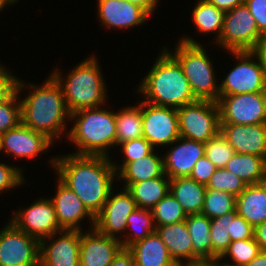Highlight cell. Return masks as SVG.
Listing matches in <instances>:
<instances>
[{
  "instance_id": "83f0119b",
  "label": "cell",
  "mask_w": 266,
  "mask_h": 266,
  "mask_svg": "<svg viewBox=\"0 0 266 266\" xmlns=\"http://www.w3.org/2000/svg\"><path fill=\"white\" fill-rule=\"evenodd\" d=\"M126 189L135 200L137 208L151 210L170 192V178L157 177L148 179L130 184Z\"/></svg>"
},
{
  "instance_id": "4fadbf2b",
  "label": "cell",
  "mask_w": 266,
  "mask_h": 266,
  "mask_svg": "<svg viewBox=\"0 0 266 266\" xmlns=\"http://www.w3.org/2000/svg\"><path fill=\"white\" fill-rule=\"evenodd\" d=\"M9 221L39 241L62 231L50 198L36 199L28 208L18 209Z\"/></svg>"
},
{
  "instance_id": "d6a6232c",
  "label": "cell",
  "mask_w": 266,
  "mask_h": 266,
  "mask_svg": "<svg viewBox=\"0 0 266 266\" xmlns=\"http://www.w3.org/2000/svg\"><path fill=\"white\" fill-rule=\"evenodd\" d=\"M236 215L237 210L235 209L223 216L211 219L212 260L221 257L232 242L229 234H231V222Z\"/></svg>"
},
{
  "instance_id": "2e32d148",
  "label": "cell",
  "mask_w": 266,
  "mask_h": 266,
  "mask_svg": "<svg viewBox=\"0 0 266 266\" xmlns=\"http://www.w3.org/2000/svg\"><path fill=\"white\" fill-rule=\"evenodd\" d=\"M52 143L44 133L34 131L22 122L1 135L2 151L17 159H34L41 152L49 150Z\"/></svg>"
},
{
  "instance_id": "30bf717a",
  "label": "cell",
  "mask_w": 266,
  "mask_h": 266,
  "mask_svg": "<svg viewBox=\"0 0 266 266\" xmlns=\"http://www.w3.org/2000/svg\"><path fill=\"white\" fill-rule=\"evenodd\" d=\"M0 266H40V241L9 221L0 230Z\"/></svg>"
},
{
  "instance_id": "f6af8a7d",
  "label": "cell",
  "mask_w": 266,
  "mask_h": 266,
  "mask_svg": "<svg viewBox=\"0 0 266 266\" xmlns=\"http://www.w3.org/2000/svg\"><path fill=\"white\" fill-rule=\"evenodd\" d=\"M16 76L0 63V99L5 97L13 88Z\"/></svg>"
},
{
  "instance_id": "d6986e66",
  "label": "cell",
  "mask_w": 266,
  "mask_h": 266,
  "mask_svg": "<svg viewBox=\"0 0 266 266\" xmlns=\"http://www.w3.org/2000/svg\"><path fill=\"white\" fill-rule=\"evenodd\" d=\"M57 191L50 198L54 205L58 224L62 230H83L80 223L84 219H90V225L95 228V217L84 206L81 199L59 179H57ZM83 219V220H82Z\"/></svg>"
},
{
  "instance_id": "f907efd6",
  "label": "cell",
  "mask_w": 266,
  "mask_h": 266,
  "mask_svg": "<svg viewBox=\"0 0 266 266\" xmlns=\"http://www.w3.org/2000/svg\"><path fill=\"white\" fill-rule=\"evenodd\" d=\"M254 52L259 56L262 62V66L265 68L266 71V35L261 38Z\"/></svg>"
},
{
  "instance_id": "8d00e7d4",
  "label": "cell",
  "mask_w": 266,
  "mask_h": 266,
  "mask_svg": "<svg viewBox=\"0 0 266 266\" xmlns=\"http://www.w3.org/2000/svg\"><path fill=\"white\" fill-rule=\"evenodd\" d=\"M260 251L259 244L253 237L251 239L232 241L221 258L225 259L230 256L233 264L244 266L250 263Z\"/></svg>"
},
{
  "instance_id": "60d3db41",
  "label": "cell",
  "mask_w": 266,
  "mask_h": 266,
  "mask_svg": "<svg viewBox=\"0 0 266 266\" xmlns=\"http://www.w3.org/2000/svg\"><path fill=\"white\" fill-rule=\"evenodd\" d=\"M22 168L0 163V193L15 189L25 182Z\"/></svg>"
},
{
  "instance_id": "52a82bcc",
  "label": "cell",
  "mask_w": 266,
  "mask_h": 266,
  "mask_svg": "<svg viewBox=\"0 0 266 266\" xmlns=\"http://www.w3.org/2000/svg\"><path fill=\"white\" fill-rule=\"evenodd\" d=\"M180 137L206 143L220 132L217 102L196 100L177 109Z\"/></svg>"
},
{
  "instance_id": "c3c4849f",
  "label": "cell",
  "mask_w": 266,
  "mask_h": 266,
  "mask_svg": "<svg viewBox=\"0 0 266 266\" xmlns=\"http://www.w3.org/2000/svg\"><path fill=\"white\" fill-rule=\"evenodd\" d=\"M207 1L215 5L218 9L227 12L237 6H240L244 0H207Z\"/></svg>"
},
{
  "instance_id": "f5cc1de1",
  "label": "cell",
  "mask_w": 266,
  "mask_h": 266,
  "mask_svg": "<svg viewBox=\"0 0 266 266\" xmlns=\"http://www.w3.org/2000/svg\"><path fill=\"white\" fill-rule=\"evenodd\" d=\"M222 258L221 257H216L214 258L213 260H211L210 262L214 265V266H239V265H236V264H229V263H222L221 262ZM221 263V264H220Z\"/></svg>"
},
{
  "instance_id": "74e56055",
  "label": "cell",
  "mask_w": 266,
  "mask_h": 266,
  "mask_svg": "<svg viewBox=\"0 0 266 266\" xmlns=\"http://www.w3.org/2000/svg\"><path fill=\"white\" fill-rule=\"evenodd\" d=\"M204 146L206 157L217 168H225L227 162L235 154L233 147L229 144L221 132L204 143Z\"/></svg>"
},
{
  "instance_id": "4316f807",
  "label": "cell",
  "mask_w": 266,
  "mask_h": 266,
  "mask_svg": "<svg viewBox=\"0 0 266 266\" xmlns=\"http://www.w3.org/2000/svg\"><path fill=\"white\" fill-rule=\"evenodd\" d=\"M170 193L181 204L187 215L201 214L206 194L205 185L189 176L170 179Z\"/></svg>"
},
{
  "instance_id": "7dc6e473",
  "label": "cell",
  "mask_w": 266,
  "mask_h": 266,
  "mask_svg": "<svg viewBox=\"0 0 266 266\" xmlns=\"http://www.w3.org/2000/svg\"><path fill=\"white\" fill-rule=\"evenodd\" d=\"M254 238L259 244L260 250L266 251V222L254 228Z\"/></svg>"
},
{
  "instance_id": "816d5d0a",
  "label": "cell",
  "mask_w": 266,
  "mask_h": 266,
  "mask_svg": "<svg viewBox=\"0 0 266 266\" xmlns=\"http://www.w3.org/2000/svg\"><path fill=\"white\" fill-rule=\"evenodd\" d=\"M244 266H266V251H260L258 255Z\"/></svg>"
},
{
  "instance_id": "f1b7e54d",
  "label": "cell",
  "mask_w": 266,
  "mask_h": 266,
  "mask_svg": "<svg viewBox=\"0 0 266 266\" xmlns=\"http://www.w3.org/2000/svg\"><path fill=\"white\" fill-rule=\"evenodd\" d=\"M225 168L246 185L259 184L266 179V160L258 155L235 153Z\"/></svg>"
},
{
  "instance_id": "603a6c76",
  "label": "cell",
  "mask_w": 266,
  "mask_h": 266,
  "mask_svg": "<svg viewBox=\"0 0 266 266\" xmlns=\"http://www.w3.org/2000/svg\"><path fill=\"white\" fill-rule=\"evenodd\" d=\"M235 209L254 228L266 222V183L246 185L236 197Z\"/></svg>"
},
{
  "instance_id": "484cf974",
  "label": "cell",
  "mask_w": 266,
  "mask_h": 266,
  "mask_svg": "<svg viewBox=\"0 0 266 266\" xmlns=\"http://www.w3.org/2000/svg\"><path fill=\"white\" fill-rule=\"evenodd\" d=\"M185 223L192 240V264L199 261H211V219L203 214H190Z\"/></svg>"
},
{
  "instance_id": "9f6ffc18",
  "label": "cell",
  "mask_w": 266,
  "mask_h": 266,
  "mask_svg": "<svg viewBox=\"0 0 266 266\" xmlns=\"http://www.w3.org/2000/svg\"><path fill=\"white\" fill-rule=\"evenodd\" d=\"M2 151V145H1V135H0V152Z\"/></svg>"
},
{
  "instance_id": "7402d4cb",
  "label": "cell",
  "mask_w": 266,
  "mask_h": 266,
  "mask_svg": "<svg viewBox=\"0 0 266 266\" xmlns=\"http://www.w3.org/2000/svg\"><path fill=\"white\" fill-rule=\"evenodd\" d=\"M155 232L166 245L170 256L178 266L192 264V240L185 220L175 224L156 226Z\"/></svg>"
},
{
  "instance_id": "3957f363",
  "label": "cell",
  "mask_w": 266,
  "mask_h": 266,
  "mask_svg": "<svg viewBox=\"0 0 266 266\" xmlns=\"http://www.w3.org/2000/svg\"><path fill=\"white\" fill-rule=\"evenodd\" d=\"M163 48L137 91L147 99L145 102L178 109L197 99L179 62L167 51L168 48Z\"/></svg>"
},
{
  "instance_id": "ac0fdd59",
  "label": "cell",
  "mask_w": 266,
  "mask_h": 266,
  "mask_svg": "<svg viewBox=\"0 0 266 266\" xmlns=\"http://www.w3.org/2000/svg\"><path fill=\"white\" fill-rule=\"evenodd\" d=\"M84 233L81 231L80 266H110L123 248L120 239L103 235L96 228Z\"/></svg>"
},
{
  "instance_id": "836d02e7",
  "label": "cell",
  "mask_w": 266,
  "mask_h": 266,
  "mask_svg": "<svg viewBox=\"0 0 266 266\" xmlns=\"http://www.w3.org/2000/svg\"><path fill=\"white\" fill-rule=\"evenodd\" d=\"M151 212L155 227L179 223L188 216L170 192L151 209Z\"/></svg>"
},
{
  "instance_id": "4dcf8cb0",
  "label": "cell",
  "mask_w": 266,
  "mask_h": 266,
  "mask_svg": "<svg viewBox=\"0 0 266 266\" xmlns=\"http://www.w3.org/2000/svg\"><path fill=\"white\" fill-rule=\"evenodd\" d=\"M224 14L223 10L218 9L207 0H198L191 15L197 30L203 35L216 33L214 38L218 42L223 30Z\"/></svg>"
},
{
  "instance_id": "f35d334b",
  "label": "cell",
  "mask_w": 266,
  "mask_h": 266,
  "mask_svg": "<svg viewBox=\"0 0 266 266\" xmlns=\"http://www.w3.org/2000/svg\"><path fill=\"white\" fill-rule=\"evenodd\" d=\"M205 187L228 192L237 197L245 189L246 183L226 168H217Z\"/></svg>"
},
{
  "instance_id": "8992f818",
  "label": "cell",
  "mask_w": 266,
  "mask_h": 266,
  "mask_svg": "<svg viewBox=\"0 0 266 266\" xmlns=\"http://www.w3.org/2000/svg\"><path fill=\"white\" fill-rule=\"evenodd\" d=\"M174 50L167 51L179 62L194 97L218 102L220 85L216 82L213 62L202 44L191 37H181Z\"/></svg>"
},
{
  "instance_id": "d4e9b609",
  "label": "cell",
  "mask_w": 266,
  "mask_h": 266,
  "mask_svg": "<svg viewBox=\"0 0 266 266\" xmlns=\"http://www.w3.org/2000/svg\"><path fill=\"white\" fill-rule=\"evenodd\" d=\"M155 154V149L147 156L129 162L118 174L117 179L125 182L122 188L157 177H168L164 172L163 156Z\"/></svg>"
},
{
  "instance_id": "1f68e13d",
  "label": "cell",
  "mask_w": 266,
  "mask_h": 266,
  "mask_svg": "<svg viewBox=\"0 0 266 266\" xmlns=\"http://www.w3.org/2000/svg\"><path fill=\"white\" fill-rule=\"evenodd\" d=\"M154 219L151 210L136 208L127 218L126 237L120 239L123 248H128L137 241L145 239L155 232ZM129 229V230H128ZM131 230H134L131 231Z\"/></svg>"
},
{
  "instance_id": "ba28073f",
  "label": "cell",
  "mask_w": 266,
  "mask_h": 266,
  "mask_svg": "<svg viewBox=\"0 0 266 266\" xmlns=\"http://www.w3.org/2000/svg\"><path fill=\"white\" fill-rule=\"evenodd\" d=\"M239 63L229 70L220 85V96L266 92V71L254 51L229 52ZM255 58V60H253Z\"/></svg>"
},
{
  "instance_id": "d590c367",
  "label": "cell",
  "mask_w": 266,
  "mask_h": 266,
  "mask_svg": "<svg viewBox=\"0 0 266 266\" xmlns=\"http://www.w3.org/2000/svg\"><path fill=\"white\" fill-rule=\"evenodd\" d=\"M19 95L20 93L13 88L0 99V135L17 127L22 122Z\"/></svg>"
},
{
  "instance_id": "6f0895ef",
  "label": "cell",
  "mask_w": 266,
  "mask_h": 266,
  "mask_svg": "<svg viewBox=\"0 0 266 266\" xmlns=\"http://www.w3.org/2000/svg\"><path fill=\"white\" fill-rule=\"evenodd\" d=\"M13 4L17 3L18 0H10Z\"/></svg>"
},
{
  "instance_id": "9c48e42d",
  "label": "cell",
  "mask_w": 266,
  "mask_h": 266,
  "mask_svg": "<svg viewBox=\"0 0 266 266\" xmlns=\"http://www.w3.org/2000/svg\"><path fill=\"white\" fill-rule=\"evenodd\" d=\"M262 37L255 18L243 2L225 12L223 30L216 45L230 52L255 51Z\"/></svg>"
},
{
  "instance_id": "7c38bea8",
  "label": "cell",
  "mask_w": 266,
  "mask_h": 266,
  "mask_svg": "<svg viewBox=\"0 0 266 266\" xmlns=\"http://www.w3.org/2000/svg\"><path fill=\"white\" fill-rule=\"evenodd\" d=\"M143 137L153 146L171 145L179 137L177 109L142 101ZM155 146V147H154Z\"/></svg>"
},
{
  "instance_id": "7a4b0ae2",
  "label": "cell",
  "mask_w": 266,
  "mask_h": 266,
  "mask_svg": "<svg viewBox=\"0 0 266 266\" xmlns=\"http://www.w3.org/2000/svg\"><path fill=\"white\" fill-rule=\"evenodd\" d=\"M22 81L17 77L15 79L14 88L18 93H22L27 86L33 89L27 97L20 100L22 123L34 131L44 133L52 141L61 138L62 134L64 136L70 112L59 82L52 75L39 86L30 84L31 82L25 85Z\"/></svg>"
},
{
  "instance_id": "cb8c5ba5",
  "label": "cell",
  "mask_w": 266,
  "mask_h": 266,
  "mask_svg": "<svg viewBox=\"0 0 266 266\" xmlns=\"http://www.w3.org/2000/svg\"><path fill=\"white\" fill-rule=\"evenodd\" d=\"M127 249L133 255L135 266H178L156 232L135 242Z\"/></svg>"
},
{
  "instance_id": "5bb4252c",
  "label": "cell",
  "mask_w": 266,
  "mask_h": 266,
  "mask_svg": "<svg viewBox=\"0 0 266 266\" xmlns=\"http://www.w3.org/2000/svg\"><path fill=\"white\" fill-rule=\"evenodd\" d=\"M56 234L40 241V266H80L81 231L62 230L61 236Z\"/></svg>"
},
{
  "instance_id": "db71d44e",
  "label": "cell",
  "mask_w": 266,
  "mask_h": 266,
  "mask_svg": "<svg viewBox=\"0 0 266 266\" xmlns=\"http://www.w3.org/2000/svg\"><path fill=\"white\" fill-rule=\"evenodd\" d=\"M186 266H214L210 261H199Z\"/></svg>"
},
{
  "instance_id": "44dd1931",
  "label": "cell",
  "mask_w": 266,
  "mask_h": 266,
  "mask_svg": "<svg viewBox=\"0 0 266 266\" xmlns=\"http://www.w3.org/2000/svg\"><path fill=\"white\" fill-rule=\"evenodd\" d=\"M172 145L163 157L165 174L170 179L189 176L198 159L205 155L204 143L179 137L169 146Z\"/></svg>"
},
{
  "instance_id": "5b68a950",
  "label": "cell",
  "mask_w": 266,
  "mask_h": 266,
  "mask_svg": "<svg viewBox=\"0 0 266 266\" xmlns=\"http://www.w3.org/2000/svg\"><path fill=\"white\" fill-rule=\"evenodd\" d=\"M98 65L99 62L93 55L69 71L66 79H63L58 68L51 73L63 89L64 100L70 113L102 106L108 100L105 88L107 86Z\"/></svg>"
},
{
  "instance_id": "ee69618b",
  "label": "cell",
  "mask_w": 266,
  "mask_h": 266,
  "mask_svg": "<svg viewBox=\"0 0 266 266\" xmlns=\"http://www.w3.org/2000/svg\"><path fill=\"white\" fill-rule=\"evenodd\" d=\"M262 36L266 35V0H244Z\"/></svg>"
},
{
  "instance_id": "681fc988",
  "label": "cell",
  "mask_w": 266,
  "mask_h": 266,
  "mask_svg": "<svg viewBox=\"0 0 266 266\" xmlns=\"http://www.w3.org/2000/svg\"><path fill=\"white\" fill-rule=\"evenodd\" d=\"M130 1L132 4L138 5L143 8L150 16L154 10L158 7L159 0H126Z\"/></svg>"
},
{
  "instance_id": "277c9868",
  "label": "cell",
  "mask_w": 266,
  "mask_h": 266,
  "mask_svg": "<svg viewBox=\"0 0 266 266\" xmlns=\"http://www.w3.org/2000/svg\"><path fill=\"white\" fill-rule=\"evenodd\" d=\"M69 120L75 123L68 130L67 139L78 148L72 154L108 157V150L116 146L114 111L100 106L81 109L70 113Z\"/></svg>"
},
{
  "instance_id": "7bdbcfd3",
  "label": "cell",
  "mask_w": 266,
  "mask_h": 266,
  "mask_svg": "<svg viewBox=\"0 0 266 266\" xmlns=\"http://www.w3.org/2000/svg\"><path fill=\"white\" fill-rule=\"evenodd\" d=\"M229 236L231 241L251 239L254 237V227L237 214L231 222V234Z\"/></svg>"
},
{
  "instance_id": "8fae6325",
  "label": "cell",
  "mask_w": 266,
  "mask_h": 266,
  "mask_svg": "<svg viewBox=\"0 0 266 266\" xmlns=\"http://www.w3.org/2000/svg\"><path fill=\"white\" fill-rule=\"evenodd\" d=\"M220 123H266V92L219 96Z\"/></svg>"
},
{
  "instance_id": "e0dca14e",
  "label": "cell",
  "mask_w": 266,
  "mask_h": 266,
  "mask_svg": "<svg viewBox=\"0 0 266 266\" xmlns=\"http://www.w3.org/2000/svg\"><path fill=\"white\" fill-rule=\"evenodd\" d=\"M220 132L235 153L258 155L266 160V123L255 125L220 123Z\"/></svg>"
},
{
  "instance_id": "b9f144b4",
  "label": "cell",
  "mask_w": 266,
  "mask_h": 266,
  "mask_svg": "<svg viewBox=\"0 0 266 266\" xmlns=\"http://www.w3.org/2000/svg\"><path fill=\"white\" fill-rule=\"evenodd\" d=\"M217 170V167L204 155L199 158L194 165L189 177L197 183L207 185L212 174Z\"/></svg>"
},
{
  "instance_id": "11a10c76",
  "label": "cell",
  "mask_w": 266,
  "mask_h": 266,
  "mask_svg": "<svg viewBox=\"0 0 266 266\" xmlns=\"http://www.w3.org/2000/svg\"><path fill=\"white\" fill-rule=\"evenodd\" d=\"M8 5H14L10 0H0V11Z\"/></svg>"
},
{
  "instance_id": "ffe728a7",
  "label": "cell",
  "mask_w": 266,
  "mask_h": 266,
  "mask_svg": "<svg viewBox=\"0 0 266 266\" xmlns=\"http://www.w3.org/2000/svg\"><path fill=\"white\" fill-rule=\"evenodd\" d=\"M98 17L104 27L133 28L145 23L150 15L140 6L126 0H98Z\"/></svg>"
},
{
  "instance_id": "6da1fadb",
  "label": "cell",
  "mask_w": 266,
  "mask_h": 266,
  "mask_svg": "<svg viewBox=\"0 0 266 266\" xmlns=\"http://www.w3.org/2000/svg\"><path fill=\"white\" fill-rule=\"evenodd\" d=\"M108 156L67 154L50 160L58 179L72 190L96 217L113 191L116 170Z\"/></svg>"
},
{
  "instance_id": "f546056e",
  "label": "cell",
  "mask_w": 266,
  "mask_h": 266,
  "mask_svg": "<svg viewBox=\"0 0 266 266\" xmlns=\"http://www.w3.org/2000/svg\"><path fill=\"white\" fill-rule=\"evenodd\" d=\"M122 109L115 112L117 147L123 142L143 137L142 101L139 105Z\"/></svg>"
},
{
  "instance_id": "9a60e30c",
  "label": "cell",
  "mask_w": 266,
  "mask_h": 266,
  "mask_svg": "<svg viewBox=\"0 0 266 266\" xmlns=\"http://www.w3.org/2000/svg\"><path fill=\"white\" fill-rule=\"evenodd\" d=\"M122 190L114 195L111 191L102 211L95 217V228L103 235L121 238L117 235L126 232L127 218L137 208L130 192L126 188Z\"/></svg>"
},
{
  "instance_id": "ab89813d",
  "label": "cell",
  "mask_w": 266,
  "mask_h": 266,
  "mask_svg": "<svg viewBox=\"0 0 266 266\" xmlns=\"http://www.w3.org/2000/svg\"><path fill=\"white\" fill-rule=\"evenodd\" d=\"M121 146V153H124V160L118 166L115 162H112L116 173L118 174L129 162L135 161L141 157L149 155L153 150V146L144 138H138L123 142L118 145Z\"/></svg>"
},
{
  "instance_id": "e575fe53",
  "label": "cell",
  "mask_w": 266,
  "mask_h": 266,
  "mask_svg": "<svg viewBox=\"0 0 266 266\" xmlns=\"http://www.w3.org/2000/svg\"><path fill=\"white\" fill-rule=\"evenodd\" d=\"M236 196L231 193L206 189L201 214L210 219L223 216L235 210Z\"/></svg>"
},
{
  "instance_id": "bcb514c9",
  "label": "cell",
  "mask_w": 266,
  "mask_h": 266,
  "mask_svg": "<svg viewBox=\"0 0 266 266\" xmlns=\"http://www.w3.org/2000/svg\"><path fill=\"white\" fill-rule=\"evenodd\" d=\"M110 266H135L132 253L127 248H122Z\"/></svg>"
}]
</instances>
